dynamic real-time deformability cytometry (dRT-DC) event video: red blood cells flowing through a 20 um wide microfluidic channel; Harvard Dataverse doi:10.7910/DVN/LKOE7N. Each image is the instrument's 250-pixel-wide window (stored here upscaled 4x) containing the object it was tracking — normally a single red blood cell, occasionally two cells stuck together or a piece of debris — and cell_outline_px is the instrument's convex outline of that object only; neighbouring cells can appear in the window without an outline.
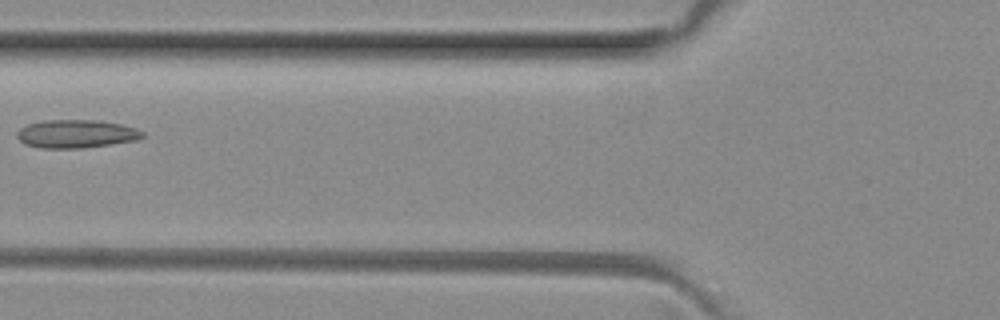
{"species": "common noctule bat (a hibernating species)", "species_latin": "Nyctalus noctula", "temperature_condition": "room temperature", "stored_images_in_passage": 5, "camera_frame_rate_fps": 3000, "um_per_image_px": 0.085, "animal": {"sex": "female", "body_mass_g": 29.2, "forearm_length_mm": 56.3}, "frame": {"image": 1, "passage_image": 5, "time_ms": 1.333, "image_size_px": [1000, 320], "cell_outline_px": [[144, 136], [136, 140], [112, 144], [80, 148], [40, 148], [24, 144], [16, 136], [16, 132], [20, 128], [28, 124], [44, 120], [96, 120], [124, 124], [136, 128], [144, 132]], "centroid_in_image_um": [6.48, 11.37], "position_along_channel_um": 119.3, "area_um2": 20.75}}